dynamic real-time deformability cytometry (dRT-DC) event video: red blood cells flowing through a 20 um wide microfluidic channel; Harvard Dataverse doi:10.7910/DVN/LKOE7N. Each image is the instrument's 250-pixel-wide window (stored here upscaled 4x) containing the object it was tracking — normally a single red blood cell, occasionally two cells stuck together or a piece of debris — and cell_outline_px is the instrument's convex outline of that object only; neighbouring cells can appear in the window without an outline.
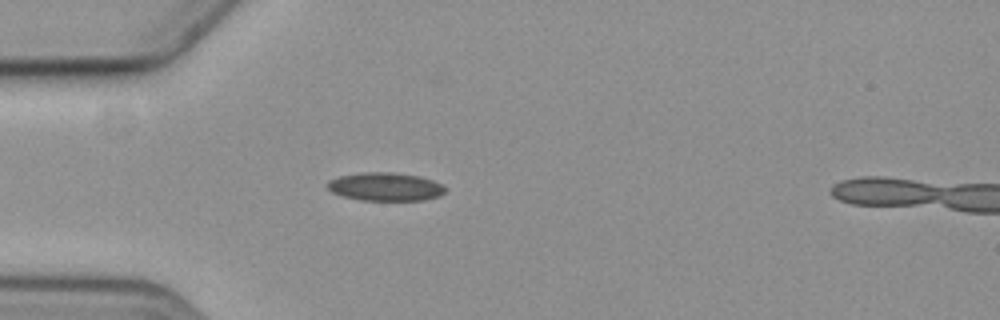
{"species": "common noctule bat (a hibernating species)", "species_latin": "Nyctalus noctula", "temperature_condition": "cold", "stored_images_in_passage": 6, "camera_frame_rate_fps": 3000, "um_per_image_px": 0.085, "animal": {"sex": "female", "body_mass_g": 19.3, "forearm_length_mm": 54.1}, "frame": {"image": 1, "passage_image": 5, "time_ms": 4.667, "image_size_px": [1000, 320], "cell_outline_px": [[444, 192], [440, 196], [424, 200], [360, 200], [344, 196], [332, 192], [328, 188], [328, 180], [340, 176], [364, 172], [392, 172], [420, 176], [432, 180], [440, 184], [444, 188]], "centroid_in_image_um": [32.75, 15.87], "position_along_channel_um": 52.2, "area_um2": 19.25}}